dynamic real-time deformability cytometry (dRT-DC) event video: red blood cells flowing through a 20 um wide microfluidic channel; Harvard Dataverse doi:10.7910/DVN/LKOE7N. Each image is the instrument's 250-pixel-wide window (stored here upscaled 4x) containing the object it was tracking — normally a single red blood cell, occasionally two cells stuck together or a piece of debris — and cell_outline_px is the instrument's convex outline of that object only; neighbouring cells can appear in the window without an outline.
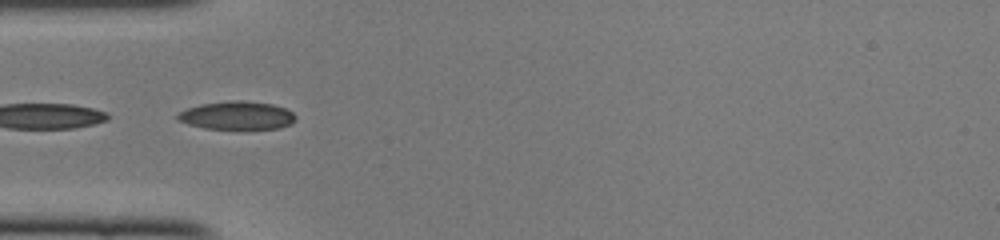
{"species": "common noctule bat (a hibernating species)", "species_latin": "Nyctalus noctula", "temperature_condition": "cold", "stored_images_in_passage": 11, "camera_frame_rate_fps": 3000, "um_per_image_px": 0.085, "animal": {"sex": "female", "body_mass_g": 22.0, "forearm_length_mm": 56.7}, "frame": {"image": 1, "passage_image": 7, "time_ms": 2.0, "image_size_px": [1000, 240], "cell_outline_px": [[296, 116], [292, 124], [280, 128], [204, 128], [188, 124], [180, 120], [176, 116], [180, 112], [188, 108], [200, 104], [232, 100], [244, 100], [272, 104], [284, 108], [292, 112]], "centroid_in_image_um": [20.16, 9.8], "position_along_channel_um": 64.8, "area_um2": 19.13}}